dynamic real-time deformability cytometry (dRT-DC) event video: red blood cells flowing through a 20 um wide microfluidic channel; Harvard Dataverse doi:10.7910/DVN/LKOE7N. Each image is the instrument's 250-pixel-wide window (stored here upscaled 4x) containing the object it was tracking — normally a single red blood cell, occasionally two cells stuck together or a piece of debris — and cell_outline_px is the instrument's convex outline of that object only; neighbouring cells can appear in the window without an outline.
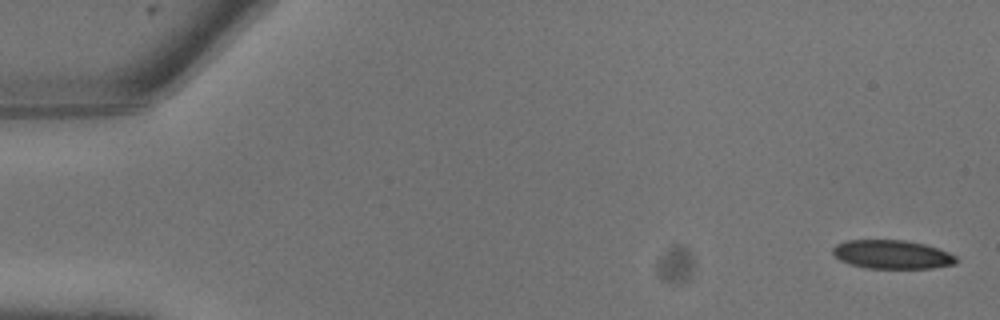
{"species": "common noctule bat (a hibernating species)", "species_latin": "Nyctalus noctula", "temperature_condition": "warm", "stored_images_in_passage": 9, "camera_frame_rate_fps": 3000, "um_per_image_px": 0.085, "animal": {"sex": "male", "body_mass_g": 13.3}, "frame": {"image": 1, "passage_image": 1, "time_ms": 0.0, "image_size_px": [1000, 320], "cell_outline_px": [[960, 260], [956, 264], [932, 268], [864, 268], [848, 264], [840, 260], [832, 252], [832, 248], [836, 244], [844, 240], [908, 240], [924, 244], [948, 252], [956, 256]], "centroid_in_image_um": [75.82, 21.63], "position_along_channel_um": 9.2, "area_um2": 20.87}}
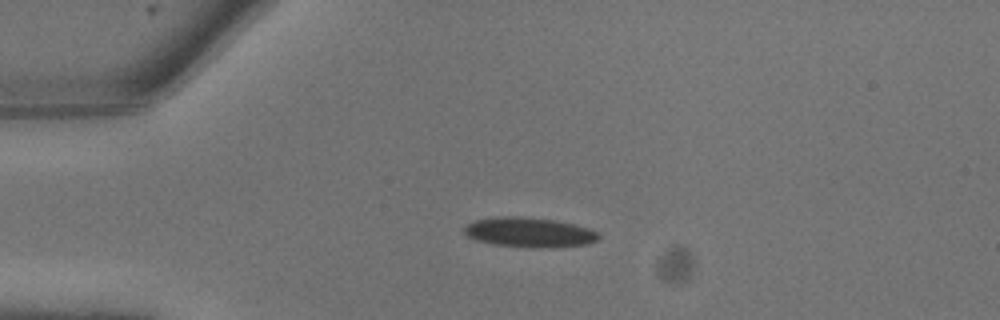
{"frame": {"image": 2, "passage_image": 6, "time_ms": 1.667, "image_size_px": [1000, 320], "cell_outline_px": [[600, 236], [596, 240], [588, 244], [548, 248], [532, 248], [492, 244], [476, 240], [468, 236], [464, 232], [464, 228], [468, 224], [476, 220], [500, 216], [520, 216], [556, 220], [588, 228], [596, 232]], "centroid_in_image_um": [44.98, 19.75], "position_along_channel_um": 40.0, "area_um2": 23.29}}
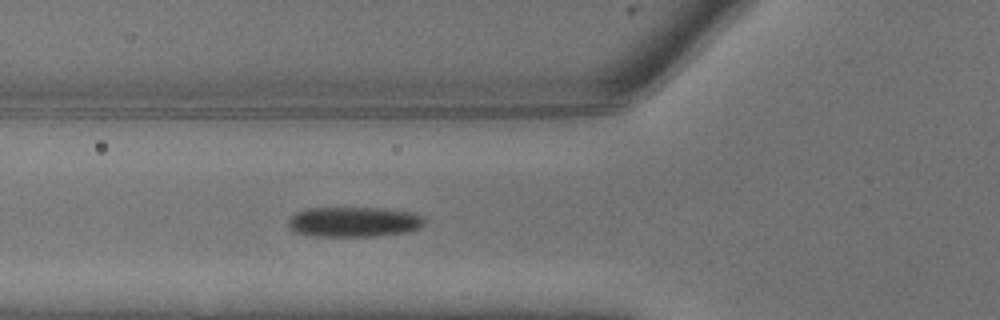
{"frame": {"image": 3, "passage_image": 9, "time_ms": 2.667, "image_size_px": [1000, 320], "cell_outline_px": [[424, 224], [420, 228], [404, 232], [372, 236], [308, 236], [292, 232], [288, 228], [288, 220], [296, 212], [308, 208], [384, 208], [412, 212], [424, 216]], "centroid_in_image_um": [30.04, 18.86], "position_along_channel_um": 95.8, "area_um2": 24.1}}